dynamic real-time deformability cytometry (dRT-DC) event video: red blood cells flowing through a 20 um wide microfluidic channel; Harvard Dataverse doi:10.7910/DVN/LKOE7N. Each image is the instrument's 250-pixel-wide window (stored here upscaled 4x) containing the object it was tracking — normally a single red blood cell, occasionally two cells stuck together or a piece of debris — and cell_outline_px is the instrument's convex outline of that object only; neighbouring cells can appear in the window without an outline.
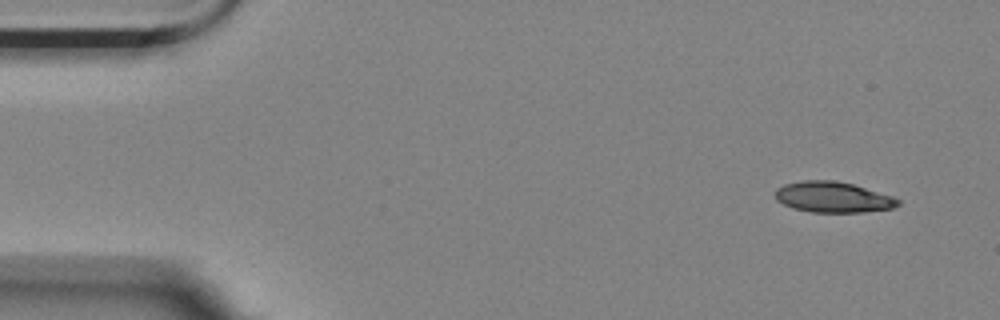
{"species": "Egyptian fruit bat (a non-hibernating species)", "species_latin": "Rousettus aegyptiacus", "temperature_condition": "room temperature", "stored_images_in_passage": 2, "camera_frame_rate_fps": 3000, "um_per_image_px": 0.085, "animal": {"sex": "female"}, "frame": {"image": 1, "passage_image": 2, "time_ms": 0.333, "image_size_px": [1000, 320], "cell_outline_px": [[900, 204], [892, 208], [860, 212], [812, 212], [792, 208], [776, 200], [776, 188], [784, 184], [804, 180], [836, 180], [852, 184], [892, 196], [900, 200]], "centroid_in_image_um": [70.78, 16.75], "position_along_channel_um": 14.2, "area_um2": 21.85}}